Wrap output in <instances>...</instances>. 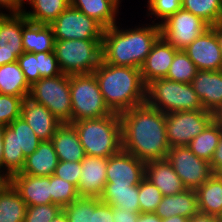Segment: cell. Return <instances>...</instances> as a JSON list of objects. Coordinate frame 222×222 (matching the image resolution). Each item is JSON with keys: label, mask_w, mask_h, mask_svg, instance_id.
I'll return each instance as SVG.
<instances>
[{"label": "cell", "mask_w": 222, "mask_h": 222, "mask_svg": "<svg viewBox=\"0 0 222 222\" xmlns=\"http://www.w3.org/2000/svg\"><path fill=\"white\" fill-rule=\"evenodd\" d=\"M122 150L143 162L166 159L170 145L166 133V114L146 102L119 114Z\"/></svg>", "instance_id": "6da1fadb"}, {"label": "cell", "mask_w": 222, "mask_h": 222, "mask_svg": "<svg viewBox=\"0 0 222 222\" xmlns=\"http://www.w3.org/2000/svg\"><path fill=\"white\" fill-rule=\"evenodd\" d=\"M159 37V23L130 30H120L115 24L104 30L102 61L114 66L140 69Z\"/></svg>", "instance_id": "7a4b0ae2"}, {"label": "cell", "mask_w": 222, "mask_h": 222, "mask_svg": "<svg viewBox=\"0 0 222 222\" xmlns=\"http://www.w3.org/2000/svg\"><path fill=\"white\" fill-rule=\"evenodd\" d=\"M93 73L112 112L120 114L146 102V85L139 68L114 66L101 60Z\"/></svg>", "instance_id": "3957f363"}, {"label": "cell", "mask_w": 222, "mask_h": 222, "mask_svg": "<svg viewBox=\"0 0 222 222\" xmlns=\"http://www.w3.org/2000/svg\"><path fill=\"white\" fill-rule=\"evenodd\" d=\"M69 124L75 128L86 155L109 158L122 150V127L118 113Z\"/></svg>", "instance_id": "277c9868"}, {"label": "cell", "mask_w": 222, "mask_h": 222, "mask_svg": "<svg viewBox=\"0 0 222 222\" xmlns=\"http://www.w3.org/2000/svg\"><path fill=\"white\" fill-rule=\"evenodd\" d=\"M146 103L163 113L205 110L191 83H180L166 78L146 85Z\"/></svg>", "instance_id": "5b68a950"}, {"label": "cell", "mask_w": 222, "mask_h": 222, "mask_svg": "<svg viewBox=\"0 0 222 222\" xmlns=\"http://www.w3.org/2000/svg\"><path fill=\"white\" fill-rule=\"evenodd\" d=\"M41 140L21 116L5 126L3 135L2 170L3 180L19 173L25 158L39 146ZM4 168V169H3Z\"/></svg>", "instance_id": "8992f818"}, {"label": "cell", "mask_w": 222, "mask_h": 222, "mask_svg": "<svg viewBox=\"0 0 222 222\" xmlns=\"http://www.w3.org/2000/svg\"><path fill=\"white\" fill-rule=\"evenodd\" d=\"M102 40H55L54 52L63 74L93 73L102 60Z\"/></svg>", "instance_id": "52a82bcc"}, {"label": "cell", "mask_w": 222, "mask_h": 222, "mask_svg": "<svg viewBox=\"0 0 222 222\" xmlns=\"http://www.w3.org/2000/svg\"><path fill=\"white\" fill-rule=\"evenodd\" d=\"M71 122L101 118L113 112L106 105L94 73L70 75Z\"/></svg>", "instance_id": "ba28073f"}, {"label": "cell", "mask_w": 222, "mask_h": 222, "mask_svg": "<svg viewBox=\"0 0 222 222\" xmlns=\"http://www.w3.org/2000/svg\"><path fill=\"white\" fill-rule=\"evenodd\" d=\"M28 98L44 105L60 122H71L70 75L40 78L30 86Z\"/></svg>", "instance_id": "9c48e42d"}, {"label": "cell", "mask_w": 222, "mask_h": 222, "mask_svg": "<svg viewBox=\"0 0 222 222\" xmlns=\"http://www.w3.org/2000/svg\"><path fill=\"white\" fill-rule=\"evenodd\" d=\"M160 36L171 46L183 50L211 26L193 13L180 9L159 22Z\"/></svg>", "instance_id": "30bf717a"}, {"label": "cell", "mask_w": 222, "mask_h": 222, "mask_svg": "<svg viewBox=\"0 0 222 222\" xmlns=\"http://www.w3.org/2000/svg\"><path fill=\"white\" fill-rule=\"evenodd\" d=\"M55 40H102L105 28L71 5L50 24Z\"/></svg>", "instance_id": "8fae6325"}, {"label": "cell", "mask_w": 222, "mask_h": 222, "mask_svg": "<svg viewBox=\"0 0 222 222\" xmlns=\"http://www.w3.org/2000/svg\"><path fill=\"white\" fill-rule=\"evenodd\" d=\"M213 121V112L207 110L166 113V133L170 148L187 146Z\"/></svg>", "instance_id": "7c38bea8"}, {"label": "cell", "mask_w": 222, "mask_h": 222, "mask_svg": "<svg viewBox=\"0 0 222 222\" xmlns=\"http://www.w3.org/2000/svg\"><path fill=\"white\" fill-rule=\"evenodd\" d=\"M166 160L189 190H197L214 174L210 162L197 157L187 146L170 148Z\"/></svg>", "instance_id": "4fadbf2b"}, {"label": "cell", "mask_w": 222, "mask_h": 222, "mask_svg": "<svg viewBox=\"0 0 222 222\" xmlns=\"http://www.w3.org/2000/svg\"><path fill=\"white\" fill-rule=\"evenodd\" d=\"M28 21L23 13L0 14V66L16 62L24 53L22 32Z\"/></svg>", "instance_id": "5bb4252c"}, {"label": "cell", "mask_w": 222, "mask_h": 222, "mask_svg": "<svg viewBox=\"0 0 222 222\" xmlns=\"http://www.w3.org/2000/svg\"><path fill=\"white\" fill-rule=\"evenodd\" d=\"M198 70H222V55L216 30L213 26L183 49Z\"/></svg>", "instance_id": "9a60e30c"}, {"label": "cell", "mask_w": 222, "mask_h": 222, "mask_svg": "<svg viewBox=\"0 0 222 222\" xmlns=\"http://www.w3.org/2000/svg\"><path fill=\"white\" fill-rule=\"evenodd\" d=\"M146 163L121 150L108 158L106 184L139 185L145 177Z\"/></svg>", "instance_id": "2e32d148"}, {"label": "cell", "mask_w": 222, "mask_h": 222, "mask_svg": "<svg viewBox=\"0 0 222 222\" xmlns=\"http://www.w3.org/2000/svg\"><path fill=\"white\" fill-rule=\"evenodd\" d=\"M108 158L86 155L81 161V176L77 187L79 197L99 198L106 185Z\"/></svg>", "instance_id": "e0dca14e"}, {"label": "cell", "mask_w": 222, "mask_h": 222, "mask_svg": "<svg viewBox=\"0 0 222 222\" xmlns=\"http://www.w3.org/2000/svg\"><path fill=\"white\" fill-rule=\"evenodd\" d=\"M8 181L18 191L27 206L52 203L50 176L13 174Z\"/></svg>", "instance_id": "ac0fdd59"}, {"label": "cell", "mask_w": 222, "mask_h": 222, "mask_svg": "<svg viewBox=\"0 0 222 222\" xmlns=\"http://www.w3.org/2000/svg\"><path fill=\"white\" fill-rule=\"evenodd\" d=\"M178 51L160 36L140 67L144 84L147 85L153 80L165 78Z\"/></svg>", "instance_id": "d6986e66"}, {"label": "cell", "mask_w": 222, "mask_h": 222, "mask_svg": "<svg viewBox=\"0 0 222 222\" xmlns=\"http://www.w3.org/2000/svg\"><path fill=\"white\" fill-rule=\"evenodd\" d=\"M21 117L41 141L51 140L55 131L63 124L44 105L28 97L22 102Z\"/></svg>", "instance_id": "ffe728a7"}, {"label": "cell", "mask_w": 222, "mask_h": 222, "mask_svg": "<svg viewBox=\"0 0 222 222\" xmlns=\"http://www.w3.org/2000/svg\"><path fill=\"white\" fill-rule=\"evenodd\" d=\"M191 84L205 110L214 112L222 104V70H198Z\"/></svg>", "instance_id": "44dd1931"}, {"label": "cell", "mask_w": 222, "mask_h": 222, "mask_svg": "<svg viewBox=\"0 0 222 222\" xmlns=\"http://www.w3.org/2000/svg\"><path fill=\"white\" fill-rule=\"evenodd\" d=\"M145 177L160 190L163 196L174 195L186 189L166 159L146 162Z\"/></svg>", "instance_id": "7402d4cb"}, {"label": "cell", "mask_w": 222, "mask_h": 222, "mask_svg": "<svg viewBox=\"0 0 222 222\" xmlns=\"http://www.w3.org/2000/svg\"><path fill=\"white\" fill-rule=\"evenodd\" d=\"M154 213L161 219L175 215L188 219L194 217L199 213L196 190L185 189L174 195L163 196Z\"/></svg>", "instance_id": "603a6c76"}, {"label": "cell", "mask_w": 222, "mask_h": 222, "mask_svg": "<svg viewBox=\"0 0 222 222\" xmlns=\"http://www.w3.org/2000/svg\"><path fill=\"white\" fill-rule=\"evenodd\" d=\"M51 141L59 161L81 162L86 157L78 134L69 123H63L55 131Z\"/></svg>", "instance_id": "cb8c5ba5"}, {"label": "cell", "mask_w": 222, "mask_h": 222, "mask_svg": "<svg viewBox=\"0 0 222 222\" xmlns=\"http://www.w3.org/2000/svg\"><path fill=\"white\" fill-rule=\"evenodd\" d=\"M58 162L52 141H41L38 148L25 158L22 170L16 174L51 176L54 174Z\"/></svg>", "instance_id": "d4e9b609"}, {"label": "cell", "mask_w": 222, "mask_h": 222, "mask_svg": "<svg viewBox=\"0 0 222 222\" xmlns=\"http://www.w3.org/2000/svg\"><path fill=\"white\" fill-rule=\"evenodd\" d=\"M199 213L222 215V174H213L197 190Z\"/></svg>", "instance_id": "484cf974"}, {"label": "cell", "mask_w": 222, "mask_h": 222, "mask_svg": "<svg viewBox=\"0 0 222 222\" xmlns=\"http://www.w3.org/2000/svg\"><path fill=\"white\" fill-rule=\"evenodd\" d=\"M22 45L24 52H53L55 36L51 26L28 21L23 26Z\"/></svg>", "instance_id": "4316f807"}, {"label": "cell", "mask_w": 222, "mask_h": 222, "mask_svg": "<svg viewBox=\"0 0 222 222\" xmlns=\"http://www.w3.org/2000/svg\"><path fill=\"white\" fill-rule=\"evenodd\" d=\"M27 205L8 180L0 182V222H24Z\"/></svg>", "instance_id": "83f0119b"}, {"label": "cell", "mask_w": 222, "mask_h": 222, "mask_svg": "<svg viewBox=\"0 0 222 222\" xmlns=\"http://www.w3.org/2000/svg\"><path fill=\"white\" fill-rule=\"evenodd\" d=\"M70 5L96 20L105 29L116 24L119 5L114 0H70Z\"/></svg>", "instance_id": "f1b7e54d"}, {"label": "cell", "mask_w": 222, "mask_h": 222, "mask_svg": "<svg viewBox=\"0 0 222 222\" xmlns=\"http://www.w3.org/2000/svg\"><path fill=\"white\" fill-rule=\"evenodd\" d=\"M99 199L112 207L140 213L138 185L106 184Z\"/></svg>", "instance_id": "f546056e"}, {"label": "cell", "mask_w": 222, "mask_h": 222, "mask_svg": "<svg viewBox=\"0 0 222 222\" xmlns=\"http://www.w3.org/2000/svg\"><path fill=\"white\" fill-rule=\"evenodd\" d=\"M29 92L30 85L17 61L0 66V94L28 97Z\"/></svg>", "instance_id": "4dcf8cb0"}, {"label": "cell", "mask_w": 222, "mask_h": 222, "mask_svg": "<svg viewBox=\"0 0 222 222\" xmlns=\"http://www.w3.org/2000/svg\"><path fill=\"white\" fill-rule=\"evenodd\" d=\"M32 5L33 11H23L25 17L33 23L50 25L70 6V0H25Z\"/></svg>", "instance_id": "1f68e13d"}, {"label": "cell", "mask_w": 222, "mask_h": 222, "mask_svg": "<svg viewBox=\"0 0 222 222\" xmlns=\"http://www.w3.org/2000/svg\"><path fill=\"white\" fill-rule=\"evenodd\" d=\"M222 136V128L213 120L200 134L191 140L187 147L199 158L212 160Z\"/></svg>", "instance_id": "d6a6232c"}, {"label": "cell", "mask_w": 222, "mask_h": 222, "mask_svg": "<svg viewBox=\"0 0 222 222\" xmlns=\"http://www.w3.org/2000/svg\"><path fill=\"white\" fill-rule=\"evenodd\" d=\"M182 9L214 26L222 21V0H182Z\"/></svg>", "instance_id": "836d02e7"}, {"label": "cell", "mask_w": 222, "mask_h": 222, "mask_svg": "<svg viewBox=\"0 0 222 222\" xmlns=\"http://www.w3.org/2000/svg\"><path fill=\"white\" fill-rule=\"evenodd\" d=\"M99 201L97 197H79L66 205L63 211L68 222H96V204Z\"/></svg>", "instance_id": "e575fe53"}, {"label": "cell", "mask_w": 222, "mask_h": 222, "mask_svg": "<svg viewBox=\"0 0 222 222\" xmlns=\"http://www.w3.org/2000/svg\"><path fill=\"white\" fill-rule=\"evenodd\" d=\"M198 69L184 50H179L169 67L166 79L180 83H191Z\"/></svg>", "instance_id": "d590c367"}, {"label": "cell", "mask_w": 222, "mask_h": 222, "mask_svg": "<svg viewBox=\"0 0 222 222\" xmlns=\"http://www.w3.org/2000/svg\"><path fill=\"white\" fill-rule=\"evenodd\" d=\"M51 200L53 204L64 208L79 198L77 187L54 174L50 176Z\"/></svg>", "instance_id": "8d00e7d4"}, {"label": "cell", "mask_w": 222, "mask_h": 222, "mask_svg": "<svg viewBox=\"0 0 222 222\" xmlns=\"http://www.w3.org/2000/svg\"><path fill=\"white\" fill-rule=\"evenodd\" d=\"M162 198L160 190L144 177L138 185L140 213H154Z\"/></svg>", "instance_id": "74e56055"}, {"label": "cell", "mask_w": 222, "mask_h": 222, "mask_svg": "<svg viewBox=\"0 0 222 222\" xmlns=\"http://www.w3.org/2000/svg\"><path fill=\"white\" fill-rule=\"evenodd\" d=\"M27 97L0 94V124L8 126L21 116V105Z\"/></svg>", "instance_id": "f35d334b"}, {"label": "cell", "mask_w": 222, "mask_h": 222, "mask_svg": "<svg viewBox=\"0 0 222 222\" xmlns=\"http://www.w3.org/2000/svg\"><path fill=\"white\" fill-rule=\"evenodd\" d=\"M63 208L56 204L27 206L24 222H51Z\"/></svg>", "instance_id": "ab89813d"}, {"label": "cell", "mask_w": 222, "mask_h": 222, "mask_svg": "<svg viewBox=\"0 0 222 222\" xmlns=\"http://www.w3.org/2000/svg\"><path fill=\"white\" fill-rule=\"evenodd\" d=\"M17 62L30 86L41 78L36 53L24 52L18 57Z\"/></svg>", "instance_id": "60d3db41"}, {"label": "cell", "mask_w": 222, "mask_h": 222, "mask_svg": "<svg viewBox=\"0 0 222 222\" xmlns=\"http://www.w3.org/2000/svg\"><path fill=\"white\" fill-rule=\"evenodd\" d=\"M41 78L55 77L62 73L55 52L36 53Z\"/></svg>", "instance_id": "b9f144b4"}, {"label": "cell", "mask_w": 222, "mask_h": 222, "mask_svg": "<svg viewBox=\"0 0 222 222\" xmlns=\"http://www.w3.org/2000/svg\"><path fill=\"white\" fill-rule=\"evenodd\" d=\"M182 0H148L147 6L151 14L164 21L168 16L182 8Z\"/></svg>", "instance_id": "7bdbcfd3"}, {"label": "cell", "mask_w": 222, "mask_h": 222, "mask_svg": "<svg viewBox=\"0 0 222 222\" xmlns=\"http://www.w3.org/2000/svg\"><path fill=\"white\" fill-rule=\"evenodd\" d=\"M54 175L78 187L81 162L59 161Z\"/></svg>", "instance_id": "ee69618b"}, {"label": "cell", "mask_w": 222, "mask_h": 222, "mask_svg": "<svg viewBox=\"0 0 222 222\" xmlns=\"http://www.w3.org/2000/svg\"><path fill=\"white\" fill-rule=\"evenodd\" d=\"M96 222H113V207L99 201L96 204Z\"/></svg>", "instance_id": "f6af8a7d"}, {"label": "cell", "mask_w": 222, "mask_h": 222, "mask_svg": "<svg viewBox=\"0 0 222 222\" xmlns=\"http://www.w3.org/2000/svg\"><path fill=\"white\" fill-rule=\"evenodd\" d=\"M139 213L113 207V222H136Z\"/></svg>", "instance_id": "bcb514c9"}, {"label": "cell", "mask_w": 222, "mask_h": 222, "mask_svg": "<svg viewBox=\"0 0 222 222\" xmlns=\"http://www.w3.org/2000/svg\"><path fill=\"white\" fill-rule=\"evenodd\" d=\"M210 165L214 174H222V136L210 161Z\"/></svg>", "instance_id": "7dc6e473"}, {"label": "cell", "mask_w": 222, "mask_h": 222, "mask_svg": "<svg viewBox=\"0 0 222 222\" xmlns=\"http://www.w3.org/2000/svg\"><path fill=\"white\" fill-rule=\"evenodd\" d=\"M24 0H0V7L10 10L11 13H23Z\"/></svg>", "instance_id": "c3c4849f"}, {"label": "cell", "mask_w": 222, "mask_h": 222, "mask_svg": "<svg viewBox=\"0 0 222 222\" xmlns=\"http://www.w3.org/2000/svg\"><path fill=\"white\" fill-rule=\"evenodd\" d=\"M190 222H222V219L218 216L198 213L194 217L190 218Z\"/></svg>", "instance_id": "681fc988"}, {"label": "cell", "mask_w": 222, "mask_h": 222, "mask_svg": "<svg viewBox=\"0 0 222 222\" xmlns=\"http://www.w3.org/2000/svg\"><path fill=\"white\" fill-rule=\"evenodd\" d=\"M136 222H161V218L155 213H139Z\"/></svg>", "instance_id": "f907efd6"}, {"label": "cell", "mask_w": 222, "mask_h": 222, "mask_svg": "<svg viewBox=\"0 0 222 222\" xmlns=\"http://www.w3.org/2000/svg\"><path fill=\"white\" fill-rule=\"evenodd\" d=\"M5 126L0 124V177L3 179L2 171V156H3V135Z\"/></svg>", "instance_id": "816d5d0a"}, {"label": "cell", "mask_w": 222, "mask_h": 222, "mask_svg": "<svg viewBox=\"0 0 222 222\" xmlns=\"http://www.w3.org/2000/svg\"><path fill=\"white\" fill-rule=\"evenodd\" d=\"M213 120L222 128V104L213 112Z\"/></svg>", "instance_id": "f5cc1de1"}, {"label": "cell", "mask_w": 222, "mask_h": 222, "mask_svg": "<svg viewBox=\"0 0 222 222\" xmlns=\"http://www.w3.org/2000/svg\"><path fill=\"white\" fill-rule=\"evenodd\" d=\"M161 222H190V219L175 215L169 218H163L161 219Z\"/></svg>", "instance_id": "db71d44e"}, {"label": "cell", "mask_w": 222, "mask_h": 222, "mask_svg": "<svg viewBox=\"0 0 222 222\" xmlns=\"http://www.w3.org/2000/svg\"><path fill=\"white\" fill-rule=\"evenodd\" d=\"M214 29L216 30L217 37L220 43V48H221V55H222V21L219 22L218 24L213 26Z\"/></svg>", "instance_id": "11a10c76"}, {"label": "cell", "mask_w": 222, "mask_h": 222, "mask_svg": "<svg viewBox=\"0 0 222 222\" xmlns=\"http://www.w3.org/2000/svg\"><path fill=\"white\" fill-rule=\"evenodd\" d=\"M51 222H68L67 215L62 210L54 219L51 220Z\"/></svg>", "instance_id": "9f6ffc18"}, {"label": "cell", "mask_w": 222, "mask_h": 222, "mask_svg": "<svg viewBox=\"0 0 222 222\" xmlns=\"http://www.w3.org/2000/svg\"><path fill=\"white\" fill-rule=\"evenodd\" d=\"M114 1L119 5L120 0H114Z\"/></svg>", "instance_id": "6f0895ef"}]
</instances>
